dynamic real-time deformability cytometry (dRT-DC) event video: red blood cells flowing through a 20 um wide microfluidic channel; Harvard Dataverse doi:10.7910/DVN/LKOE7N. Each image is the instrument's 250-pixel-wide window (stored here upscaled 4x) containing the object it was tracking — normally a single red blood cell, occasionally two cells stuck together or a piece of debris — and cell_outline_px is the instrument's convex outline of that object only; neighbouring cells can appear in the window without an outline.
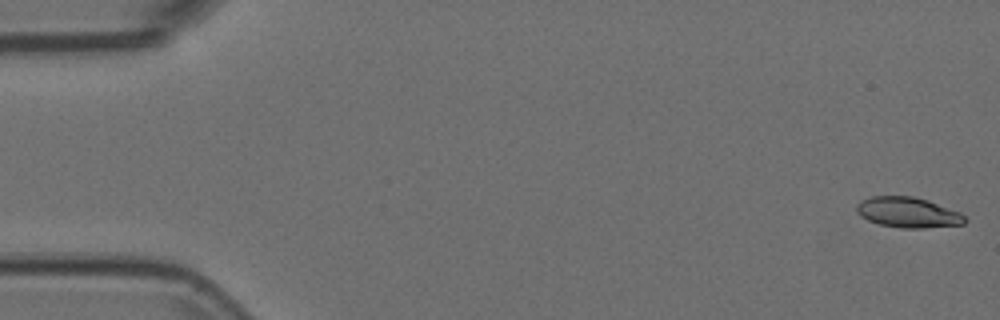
{"species": "Egyptian fruit bat (a non-hibernating species)", "species_latin": "Rousettus aegyptiacus", "temperature_condition": "room temperature", "stored_images_in_passage": 8, "camera_frame_rate_fps": 3000, "um_per_image_px": 0.085, "animal": {"sex": "female"}, "frame": {"image": 1, "passage_image": 1, "time_ms": 0.0, "image_size_px": [1000, 320], "cell_outline_px": [[968, 220], [964, 224], [924, 228], [900, 228], [880, 224], [868, 220], [860, 216], [856, 212], [856, 204], [860, 200], [872, 196], [912, 196], [928, 200], [960, 212]], "centroid_in_image_um": [77.16, 18.05], "position_along_channel_um": 7.8, "area_um2": 19.31}}